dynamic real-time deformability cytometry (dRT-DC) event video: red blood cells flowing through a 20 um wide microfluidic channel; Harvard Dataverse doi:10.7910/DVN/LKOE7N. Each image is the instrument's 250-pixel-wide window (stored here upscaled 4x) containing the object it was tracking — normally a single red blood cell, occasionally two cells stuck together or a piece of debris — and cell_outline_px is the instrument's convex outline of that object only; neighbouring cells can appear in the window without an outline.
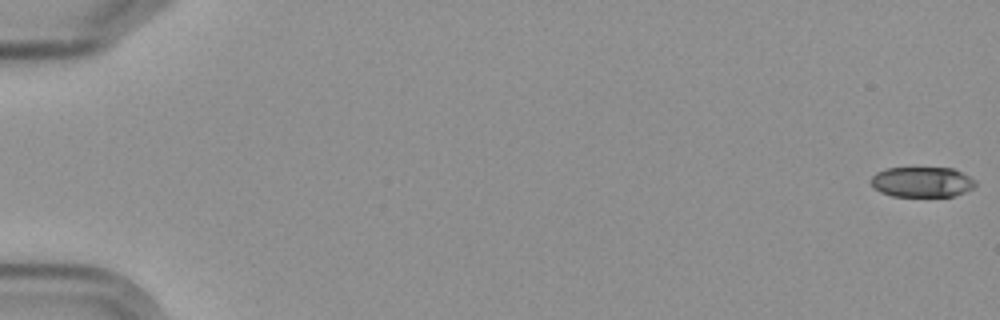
{"species": "Egyptian fruit bat (a non-hibernating species)", "species_latin": "Rousettus aegyptiacus", "temperature_condition": "cold", "stored_images_in_passage": 8, "camera_frame_rate_fps": 3000, "um_per_image_px": 0.085, "frame": {"image": 1, "passage_image": 1, "time_ms": 0.0, "image_size_px": [1000, 320], "cell_outline_px": [[976, 184], [972, 188], [964, 192], [952, 196], [892, 196], [880, 192], [872, 184], [872, 176], [876, 172], [888, 168], [952, 168], [976, 180]], "centroid_in_image_um": [78.37, 15.47], "position_along_channel_um": 6.6, "area_um2": 18.21}}
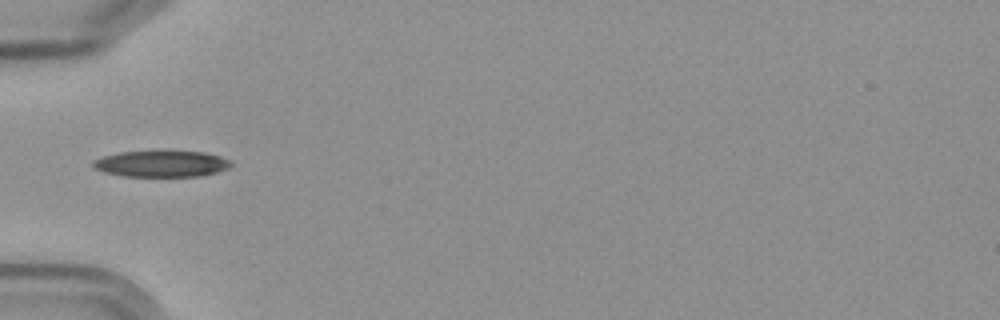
{"frame": {"image": 2, "passage_image": 7, "time_ms": 6.667, "image_size_px": [1000, 320], "cell_outline_px": [[232, 164], [228, 168], [216, 172], [200, 176], [120, 176], [104, 172], [92, 168], [92, 160], [104, 156], [120, 152], [204, 152], [220, 156], [228, 160]], "centroid_in_image_um": [13.67, 13.93], "position_along_channel_um": 71.3, "area_um2": 20.87}}
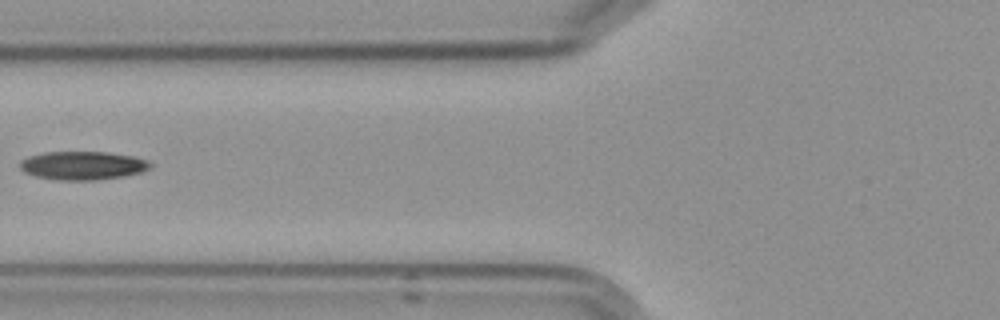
{"frame": {"image": 3, "passage_image": 8, "time_ms": 8.0, "image_size_px": [1000, 320], "cell_outline_px": [[152, 168], [140, 172], [124, 176], [96, 180], [60, 180], [36, 176], [24, 172], [20, 168], [20, 160], [28, 156], [44, 152], [108, 152], [136, 156], [148, 160], [152, 164]], "centroid_in_image_um": [7.06, 14.06], "position_along_channel_um": 118.7, "area_um2": 21.79}}